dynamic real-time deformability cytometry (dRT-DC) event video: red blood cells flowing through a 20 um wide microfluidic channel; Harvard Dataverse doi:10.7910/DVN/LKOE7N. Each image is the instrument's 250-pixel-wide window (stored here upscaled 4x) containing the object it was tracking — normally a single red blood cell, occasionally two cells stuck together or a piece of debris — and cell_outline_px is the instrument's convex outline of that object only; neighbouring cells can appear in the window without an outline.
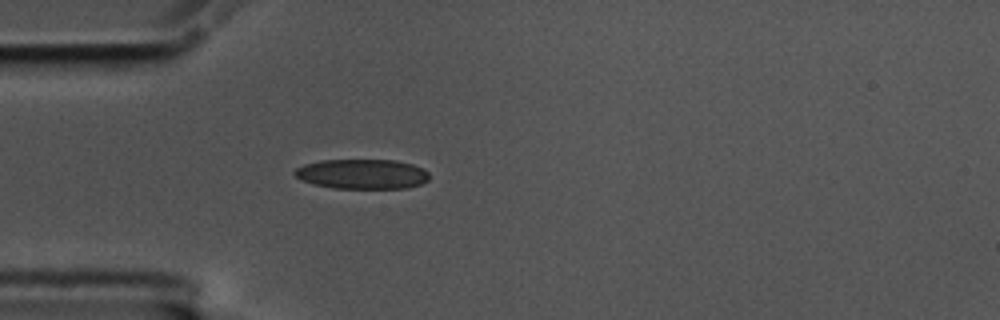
{"species": "common noctule bat (a hibernating species)", "species_latin": "Nyctalus noctula", "temperature_condition": "cold", "stored_images_in_passage": 43, "camera_frame_rate_fps": 3000, "um_per_image_px": 0.085, "animal": {"sex": "male", "body_mass_g": 17.5, "forearm_length_mm": 52.3}, "frame": {"image": 1, "passage_image": 1, "time_ms": 0.0, "image_size_px": [1000, 320], "cell_outline_px": [[428, 180], [420, 184], [408, 188], [332, 188], [312, 184], [300, 180], [292, 172], [296, 168], [304, 164], [320, 160], [396, 160], [412, 164], [424, 168], [428, 172]], "centroid_in_image_um": [30.76, 14.79], "position_along_channel_um": 54.2, "area_um2": 23.58}}
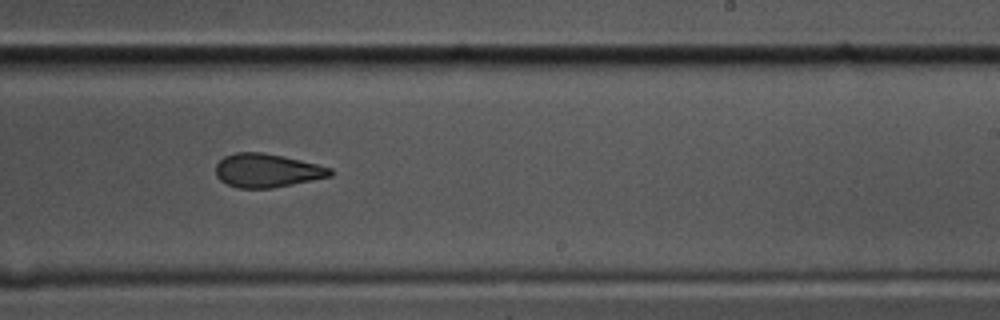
{"frame": {"image": 2, "passage_image": 20, "time_ms": 6.333, "image_size_px": [1000, 320], "cell_outline_px": [[332, 176], [272, 188], [236, 188], [220, 180], [216, 176], [216, 164], [224, 156], [236, 152], [260, 152], [284, 156], [332, 168]], "centroid_in_image_um": [22.67, 14.49], "position_along_channel_um": 266.3, "area_um2": 22.37}}
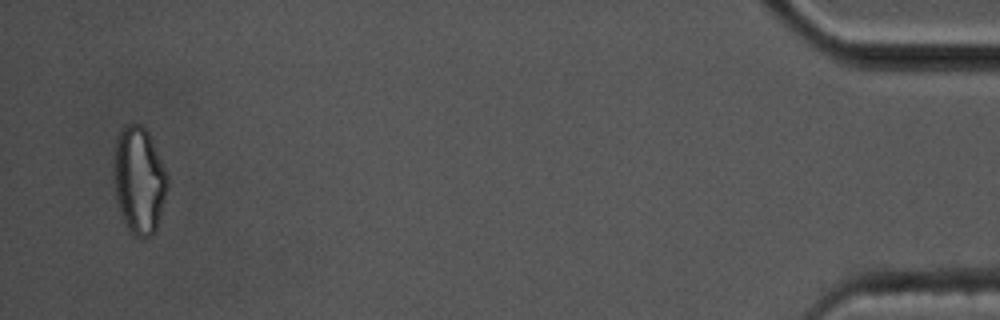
{"frame": {"image": 3, "passage_image": 41, "time_ms": 13.333, "image_size_px": [1000, 320], "cell_outline_px": [[168, 184], [156, 232], [152, 236], [136, 236], [128, 228], [124, 220], [116, 196], [112, 176], [112, 156], [116, 136], [120, 128], [124, 124], [140, 124], [148, 132], [168, 176]], "centroid_in_image_um": [11.78, 15.26], "position_along_channel_um": 423.4, "area_um2": 33.7}, "authors_computed_cell_mechanics": {"area_um2": 23.6402, "velocity_mm_per_s": 3.4425, "shape_relaxation_time_tau1_ms": 9.7032, "shape_relaxation_time_tau2_ms": 3.5811, "deformation_change_tau1": 0.1946, "deformation_change_tau2": 0.1031}}